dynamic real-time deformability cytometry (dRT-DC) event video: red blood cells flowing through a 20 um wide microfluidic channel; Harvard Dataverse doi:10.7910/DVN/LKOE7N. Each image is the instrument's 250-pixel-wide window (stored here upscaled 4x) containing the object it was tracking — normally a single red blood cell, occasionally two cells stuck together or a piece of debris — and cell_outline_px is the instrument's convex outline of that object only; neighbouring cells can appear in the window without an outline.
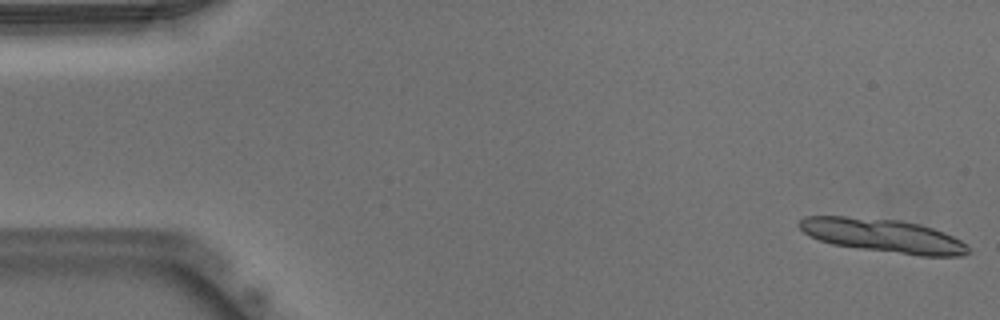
{"species": "Egyptian fruit bat (a non-hibernating species)", "species_latin": "Rousettus aegyptiacus", "temperature_condition": "warm", "stored_images_in_passage": 12, "camera_frame_rate_fps": 3000, "um_per_image_px": 0.085, "animal": {"sex": "male"}, "frame": {"image": 1, "passage_image": 1, "time_ms": 0.0, "image_size_px": [1000, 320], "cell_outline_px": [[972, 252], [964, 256], [920, 256], [860, 248], [832, 244], [820, 240], [804, 232], [796, 224], [804, 216], [844, 216], [900, 220], [920, 224], [944, 232], [960, 240]], "centroid_in_image_um": [75.07, 20.03], "position_along_channel_um": 9.9, "area_um2": 32.95}}